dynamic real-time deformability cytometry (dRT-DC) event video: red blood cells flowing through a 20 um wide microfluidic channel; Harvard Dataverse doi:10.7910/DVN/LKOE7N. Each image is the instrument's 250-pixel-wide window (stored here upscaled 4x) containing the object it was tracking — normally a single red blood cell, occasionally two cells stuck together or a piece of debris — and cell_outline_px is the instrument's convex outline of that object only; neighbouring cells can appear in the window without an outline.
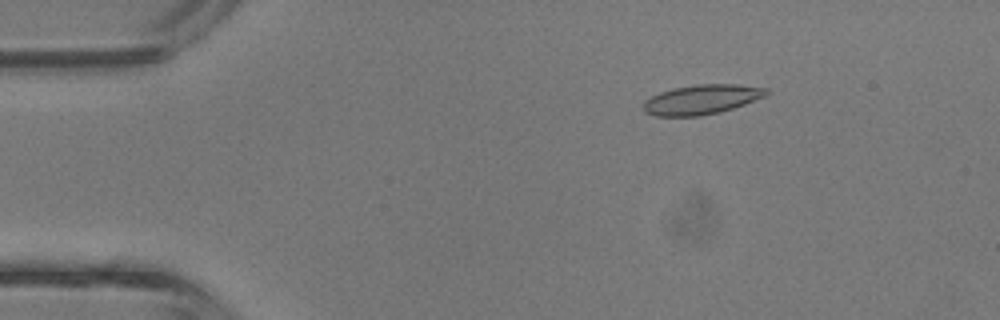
{"species": "common noctule bat (a hibernating species)", "species_latin": "Nyctalus noctula", "temperature_condition": "room temperature", "stored_images_in_passage": 5, "camera_frame_rate_fps": 3000, "um_per_image_px": 0.085, "animal": {"sex": "male", "body_mass_g": 13.3}, "frame": {"image": 1, "passage_image": 2, "time_ms": 0.333, "image_size_px": [1000, 320], "cell_outline_px": [[772, 92], [764, 96], [744, 104], [720, 112], [700, 116], [656, 116], [644, 112], [644, 100], [660, 92], [672, 88], [696, 84], [736, 84], [768, 88]], "centroid_in_image_um": [59.64, 8.45], "position_along_channel_um": 25.4, "area_um2": 21.27}}
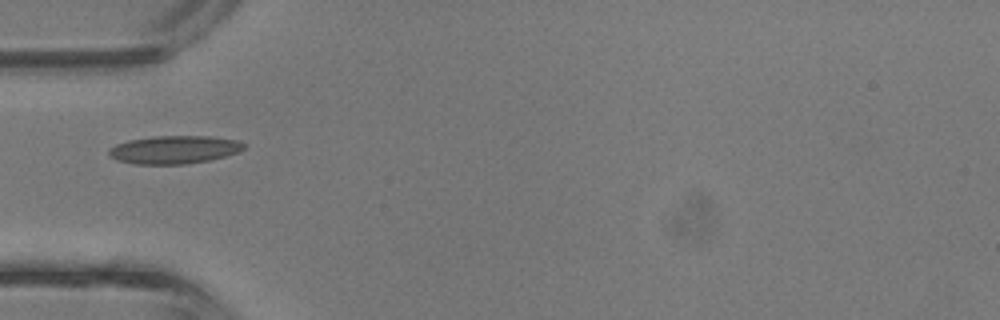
{"frame": {"image": 2, "passage_image": 4, "time_ms": 1.0, "image_size_px": [1000, 320], "cell_outline_px": [[248, 144], [244, 148], [236, 152], [224, 156], [208, 160], [184, 164], [136, 164], [116, 160], [108, 156], [108, 148], [116, 144], [128, 140], [156, 136], [212, 136], [236, 140]], "centroid_in_image_um": [14.77, 12.71], "position_along_channel_um": 70.2, "area_um2": 22.08}}
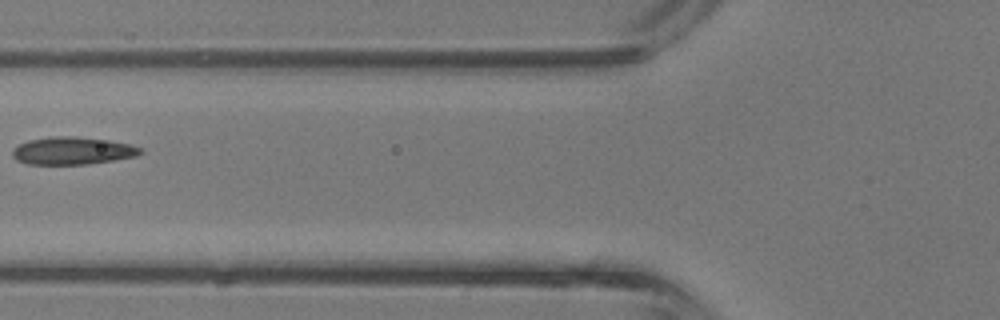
{"frame": {"image": 3, "passage_image": 5, "time_ms": 1.333, "image_size_px": [1000, 320], "cell_outline_px": [[144, 152], [136, 156], [88, 164], [28, 164], [16, 160], [12, 156], [12, 148], [28, 140], [52, 136], [76, 136], [108, 140], [128, 144], [140, 148]], "centroid_in_image_um": [6.12, 12.81], "position_along_channel_um": 119.7, "area_um2": 20.52}}